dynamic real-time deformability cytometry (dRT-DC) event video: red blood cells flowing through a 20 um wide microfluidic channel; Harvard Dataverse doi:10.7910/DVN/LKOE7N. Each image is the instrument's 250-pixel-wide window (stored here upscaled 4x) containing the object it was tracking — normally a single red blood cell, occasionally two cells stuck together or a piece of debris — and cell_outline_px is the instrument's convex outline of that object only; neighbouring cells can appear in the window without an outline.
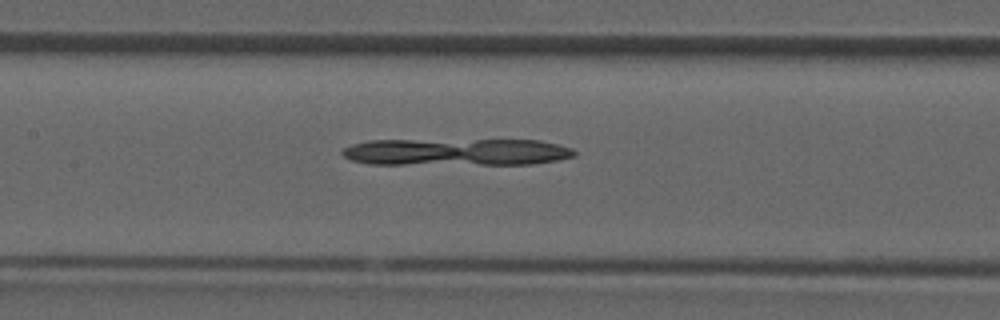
{"species": "common noctule bat (a hibernating species)", "species_latin": "Nyctalus noctula", "temperature_condition": "room temperature", "stored_images_in_passage": 27, "camera_frame_rate_fps": 3000, "um_per_image_px": 0.085, "animal": {"sex": "male", "forearm_length_mm": 52.5}, "frame": {"image": 1, "passage_image": 16, "time_ms": 5.0, "image_size_px": [1000, 320], "cell_outline_px": [[576, 156], [536, 164], [368, 164], [352, 160], [344, 156], [340, 152], [344, 148], [352, 144], [368, 140], [540, 140], [572, 148], [576, 152]], "centroid_in_image_um": [38.79, 12.92], "position_along_channel_um": 168.6, "area_um2": 36.82}}